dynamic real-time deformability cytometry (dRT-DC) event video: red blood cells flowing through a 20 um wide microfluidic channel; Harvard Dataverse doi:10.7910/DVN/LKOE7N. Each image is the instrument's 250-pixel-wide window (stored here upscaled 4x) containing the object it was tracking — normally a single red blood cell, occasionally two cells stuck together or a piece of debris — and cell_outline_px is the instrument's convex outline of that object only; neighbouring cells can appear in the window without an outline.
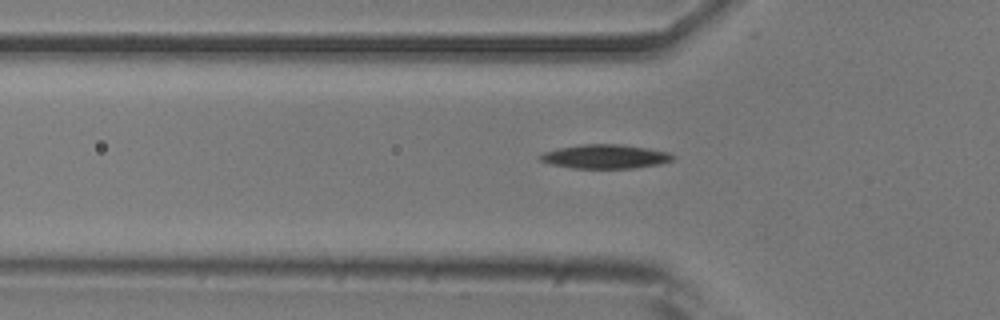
{"species": "common noctule bat (a hibernating species)", "species_latin": "Nyctalus noctula", "temperature_condition": "room temperature", "stored_images_in_passage": 42, "camera_frame_rate_fps": 3000, "um_per_image_px": 0.085, "animal": {"sex": "male", "body_mass_g": 20.5, "forearm_length_mm": 52.5}, "frame": {"image": 1, "passage_image": 16, "time_ms": 5.0, "image_size_px": [1000, 320], "cell_outline_px": [[676, 156], [672, 160], [660, 164], [632, 168], [572, 168], [552, 164], [540, 160], [536, 156], [544, 152], [556, 148], [580, 144], [620, 144], [648, 148], [668, 152]], "centroid_in_image_um": [51.42, 13.3], "position_along_channel_um": 74.4, "area_um2": 18.67}}
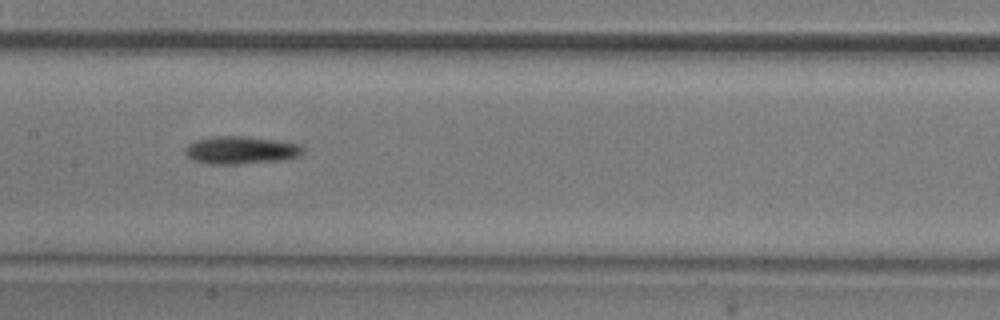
{"frame": {"image": 2, "passage_image": 25, "time_ms": 8.0, "image_size_px": [1000, 320], "cell_outline_px": [[304, 152], [300, 156], [284, 160], [236, 164], [208, 164], [192, 160], [184, 152], [184, 148], [188, 144], [196, 140], [216, 136], [244, 136], [276, 140], [300, 144], [304, 148]], "centroid_in_image_um": [20.49, 12.77], "position_along_channel_um": 186.9, "area_um2": 19.19}}
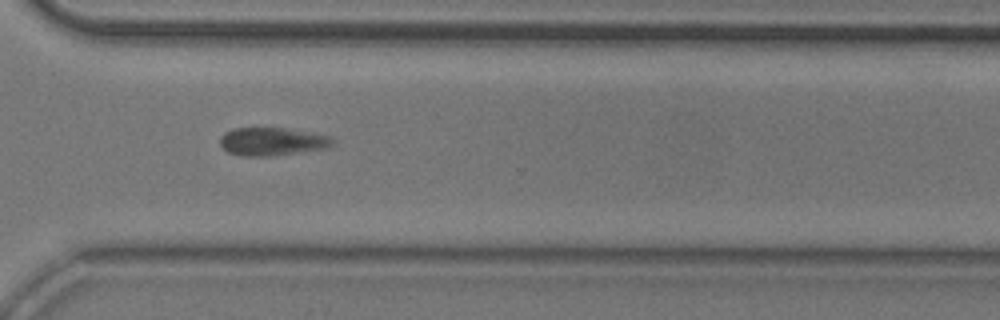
{"frame": {"image": 3, "passage_image": 38, "time_ms": 12.333, "image_size_px": [1000, 320], "cell_outline_px": [[336, 140], [328, 148], [268, 156], [240, 156], [228, 152], [220, 144], [220, 136], [224, 132], [232, 128], [284, 128], [332, 136]], "centroid_in_image_um": [23.12, 12.02], "position_along_channel_um": 347.5, "area_um2": 18.44}, "authors_computed_cell_mechanics": {"area_um2": 18.207, "velocity_mm_per_s": 3.7175, "shape_relaxation_time_tau1_ms": 7.4904, "shape_relaxation_time_tau2_ms": 8.9739, "deformation_change_tau1": 0.12, "deformation_change_tau2": 0.1498}}